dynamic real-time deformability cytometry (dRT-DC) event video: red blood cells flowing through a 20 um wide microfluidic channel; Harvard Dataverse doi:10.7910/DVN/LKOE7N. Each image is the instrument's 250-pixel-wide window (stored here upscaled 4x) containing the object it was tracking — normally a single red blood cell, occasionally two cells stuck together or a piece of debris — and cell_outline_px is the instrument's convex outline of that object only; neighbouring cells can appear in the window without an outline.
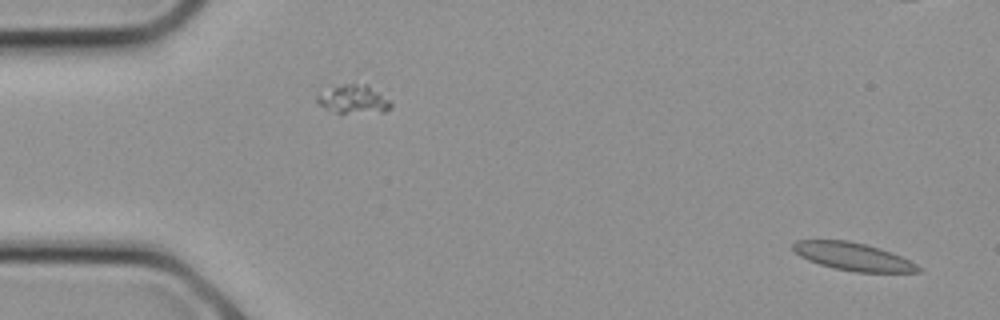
{"species": "common noctule bat (a hibernating species)", "species_latin": "Nyctalus noctula", "temperature_condition": "cold", "stored_images_in_passage": 8, "camera_frame_rate_fps": 3000, "um_per_image_px": 0.085, "animal": {"sex": "female", "body_mass_g": 21.9}, "frame": {"image": 1, "passage_image": 1, "time_ms": 0.0, "image_size_px": [1000, 320], "cell_outline_px": [[924, 268], [920, 272], [856, 272], [832, 268], [808, 260], [800, 256], [792, 248], [792, 244], [796, 240], [848, 240], [880, 248], [900, 256]], "centroid_in_image_um": [72.51, 21.81], "position_along_channel_um": 12.5, "area_um2": 20.23}}
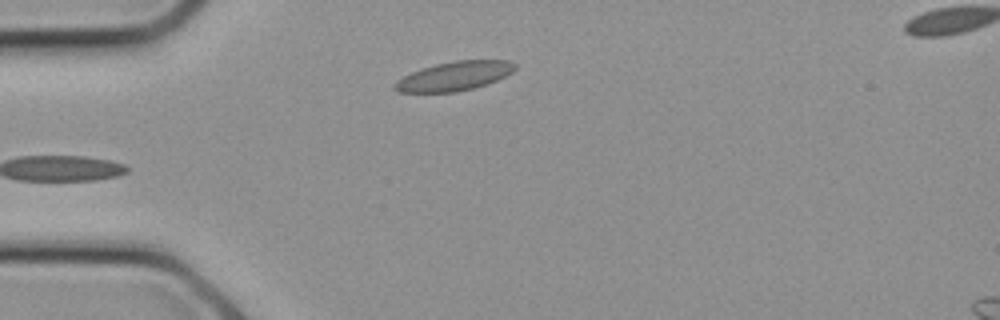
{"frame": {"image": 2, "passage_image": 8, "time_ms": 2.333, "image_size_px": [1000, 320], "cell_outline_px": [[516, 68], [512, 72], [488, 84], [456, 92], [400, 92], [392, 88], [392, 84], [396, 80], [420, 68], [436, 64], [456, 60], [508, 60], [516, 64]], "centroid_in_image_um": [38.59, 6.46], "position_along_channel_um": 46.4, "area_um2": 20.4}}